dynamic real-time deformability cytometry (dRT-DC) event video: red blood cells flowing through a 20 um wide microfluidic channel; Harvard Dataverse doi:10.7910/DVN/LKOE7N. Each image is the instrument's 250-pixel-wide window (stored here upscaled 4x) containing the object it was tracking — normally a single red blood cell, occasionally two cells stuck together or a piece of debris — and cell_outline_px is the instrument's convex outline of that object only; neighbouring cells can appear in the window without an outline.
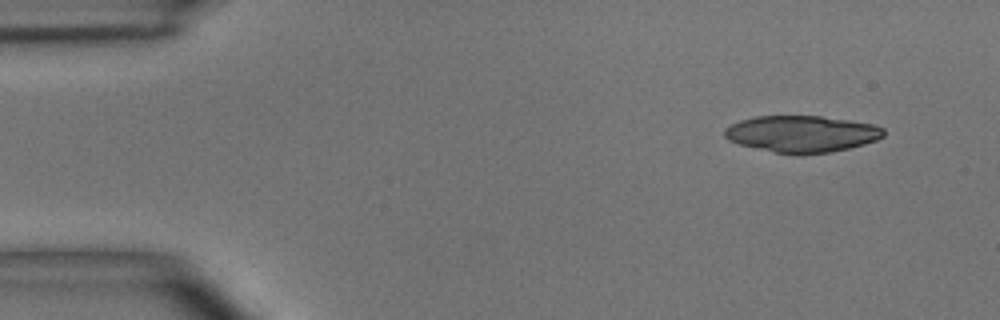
{"species": "common noctule bat (a hibernating species)", "species_latin": "Nyctalus noctula", "temperature_condition": "room temperature", "stored_images_in_passage": 5, "segment_of_instrument_passage": [1, 2], "camera_frame_rate_fps": 3000, "um_per_image_px": 0.085, "animal": {"sex": "male", "body_mass_g": 15.6}, "frame": {"image": 1, "passage_image": 1, "time_ms": 0.0, "image_size_px": [1000, 320], "cell_outline_px": [[884, 136], [876, 140], [864, 144], [848, 148], [828, 152], [800, 156], [796, 156], [776, 152], [740, 144], [728, 140], [724, 136], [724, 128], [740, 120], [756, 116], [820, 116], [848, 120], [872, 124], [884, 128]], "centroid_in_image_um": [68.14, 11.39], "position_along_channel_um": 16.9, "area_um2": 33.99}}